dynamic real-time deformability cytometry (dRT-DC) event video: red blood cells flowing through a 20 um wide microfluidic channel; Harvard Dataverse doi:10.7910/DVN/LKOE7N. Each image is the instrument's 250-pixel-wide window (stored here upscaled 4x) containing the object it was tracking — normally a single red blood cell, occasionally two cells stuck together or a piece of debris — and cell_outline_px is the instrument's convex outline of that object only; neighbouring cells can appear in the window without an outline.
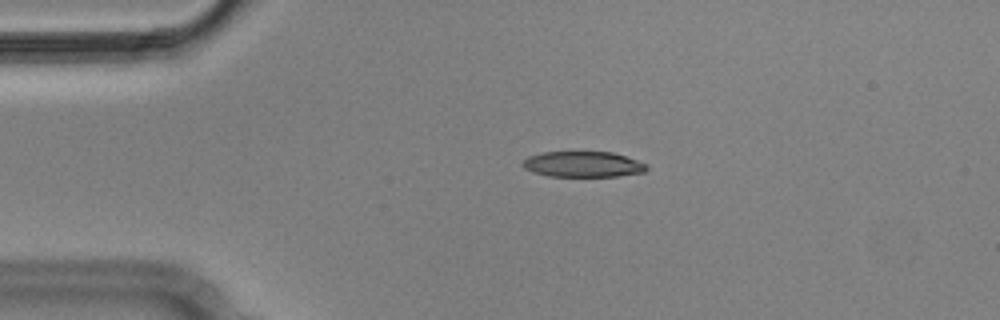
{"species": "Egyptian fruit bat (a non-hibernating species)", "species_latin": "Rousettus aegyptiacus", "temperature_condition": "cold", "stored_images_in_passage": 2, "camera_frame_rate_fps": 3000, "um_per_image_px": 0.085, "animal": {"sex": "male"}, "frame": {"image": 1, "passage_image": 1, "time_ms": 0.0, "image_size_px": [1000, 320], "cell_outline_px": [[648, 168], [644, 172], [620, 176], [548, 176], [532, 172], [524, 168], [520, 164], [528, 156], [544, 152], [612, 152], [648, 164]], "centroid_in_image_um": [49.54, 13.97], "position_along_channel_um": 35.5, "area_um2": 18.55}}